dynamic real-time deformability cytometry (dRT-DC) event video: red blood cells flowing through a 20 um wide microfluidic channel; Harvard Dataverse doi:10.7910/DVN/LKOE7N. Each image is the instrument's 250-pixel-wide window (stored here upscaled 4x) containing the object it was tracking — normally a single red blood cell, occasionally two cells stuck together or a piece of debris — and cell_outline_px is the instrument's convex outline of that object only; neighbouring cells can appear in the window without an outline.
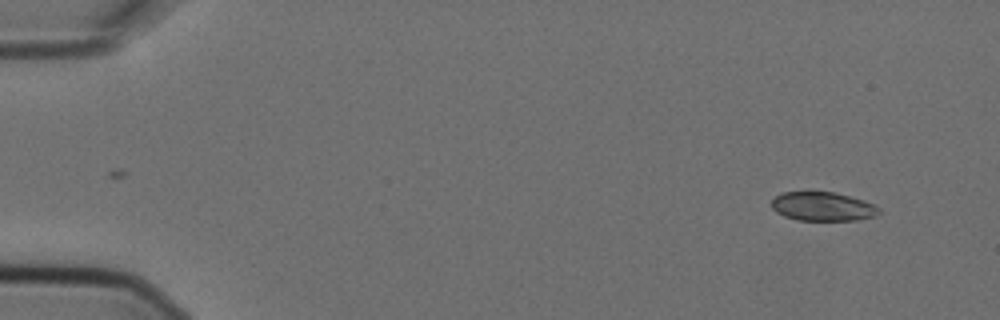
{"species": "Egyptian fruit bat (a non-hibernating species)", "species_latin": "Rousettus aegyptiacus", "temperature_condition": "cold", "stored_images_in_passage": 6, "camera_frame_rate_fps": 3000, "um_per_image_px": 0.085, "animal": {"sex": "female"}, "frame": {"image": 1, "passage_image": 1, "time_ms": 0.0, "image_size_px": [1000, 320], "cell_outline_px": [[880, 212], [876, 216], [856, 220], [796, 220], [784, 216], [776, 212], [772, 208], [772, 200], [780, 192], [808, 188], [832, 192], [864, 200], [880, 208]], "centroid_in_image_um": [69.86, 17.5], "position_along_channel_um": 15.1, "area_um2": 18.79}}
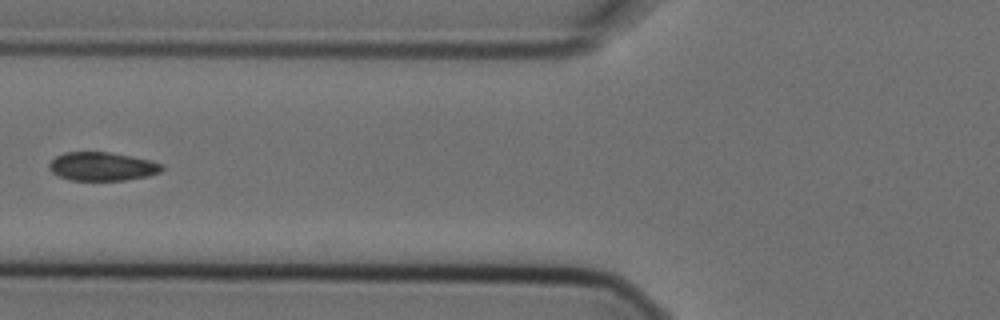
{"frame": {"image": 2, "passage_image": 5, "time_ms": 1.333, "image_size_px": [1000, 320], "cell_outline_px": [[164, 168], [160, 172], [148, 176], [124, 180], [68, 180], [52, 172], [48, 168], [48, 164], [56, 156], [64, 152], [108, 152], [152, 160], [164, 164]], "centroid_in_image_um": [8.7, 14.14], "position_along_channel_um": 117.1, "area_um2": 18.84}}
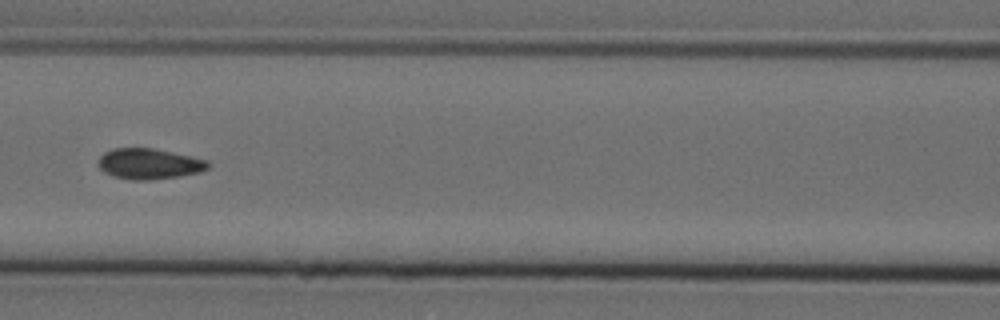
{"frame": {"image": 3, "passage_image": 6, "time_ms": 1.667, "image_size_px": [1000, 320], "cell_outline_px": [[208, 168], [200, 172], [180, 176], [148, 180], [132, 180], [116, 176], [104, 172], [100, 168], [100, 156], [104, 152], [112, 148], [152, 148], [192, 156], [208, 160]], "centroid_in_image_um": [12.7, 13.92], "position_along_channel_um": 153.9, "area_um2": 19.42}}